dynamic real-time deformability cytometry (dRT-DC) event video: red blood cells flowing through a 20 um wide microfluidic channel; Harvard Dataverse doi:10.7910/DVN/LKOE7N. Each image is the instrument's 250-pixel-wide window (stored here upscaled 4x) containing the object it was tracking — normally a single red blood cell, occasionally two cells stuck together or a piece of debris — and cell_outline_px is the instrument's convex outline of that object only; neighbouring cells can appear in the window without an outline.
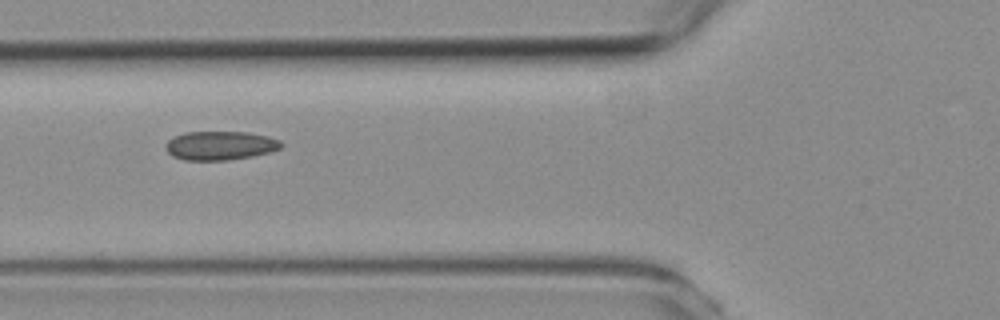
{"species": "common noctule bat (a hibernating species)", "species_latin": "Nyctalus noctula", "temperature_condition": "room temperature", "stored_images_in_passage": 3, "camera_frame_rate_fps": 3000, "um_per_image_px": 0.085, "animal": {"sex": "female", "body_mass_g": 19.3, "forearm_length_mm": 54.1}, "frame": {"image": 1, "passage_image": 2, "time_ms": 1.0, "image_size_px": [1000, 320], "cell_outline_px": [[284, 144], [280, 148], [268, 152], [252, 156], [228, 160], [184, 160], [172, 156], [164, 148], [164, 144], [168, 140], [184, 132], [248, 132], [268, 136], [280, 140]], "centroid_in_image_um": [18.7, 12.37], "position_along_channel_um": 107.1, "area_um2": 19.48}}
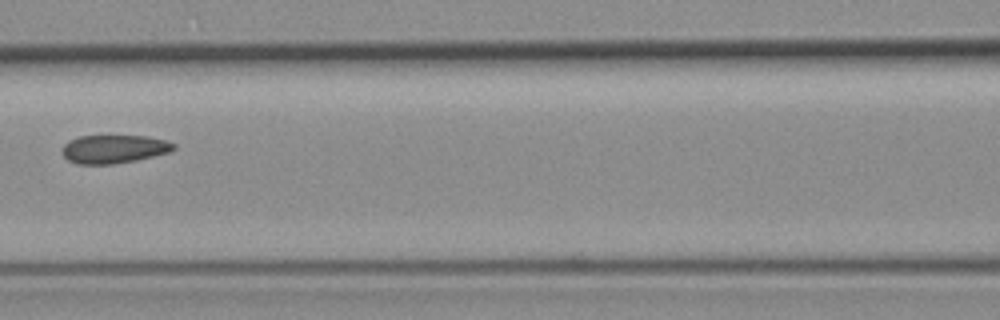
{"frame": {"image": 2, "passage_image": 3, "time_ms": 2.333, "image_size_px": [1000, 320], "cell_outline_px": [[176, 148], [172, 152], [136, 160], [112, 164], [76, 164], [68, 160], [64, 156], [64, 144], [68, 140], [80, 136], [148, 136], [164, 140], [176, 144]], "centroid_in_image_um": [9.72, 12.67], "position_along_channel_um": 156.9, "area_um2": 18.44}}